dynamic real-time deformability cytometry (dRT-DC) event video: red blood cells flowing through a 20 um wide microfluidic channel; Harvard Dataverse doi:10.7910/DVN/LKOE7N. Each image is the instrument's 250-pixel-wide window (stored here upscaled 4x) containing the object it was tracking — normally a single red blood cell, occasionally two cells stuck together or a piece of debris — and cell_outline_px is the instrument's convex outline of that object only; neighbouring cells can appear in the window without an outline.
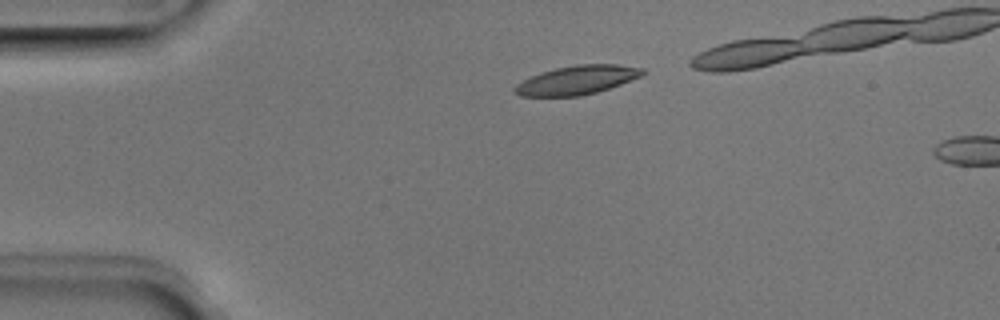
{"species": "Egyptian fruit bat (a non-hibernating species)", "species_latin": "Rousettus aegyptiacus", "temperature_condition": "room temperature", "stored_images_in_passage": 7, "camera_frame_rate_fps": 3000, "um_per_image_px": 0.085, "animal": {"sex": "male"}, "frame": {"image": 1, "passage_image": 4, "time_ms": 1.0, "image_size_px": [1000, 320], "cell_outline_px": [[648, 72], [640, 76], [620, 84], [596, 92], [580, 96], [520, 96], [512, 88], [516, 84], [540, 72], [556, 68], [576, 64], [616, 64], [644, 68]], "centroid_in_image_um": [49.06, 6.79], "position_along_channel_um": 35.9, "area_um2": 21.39}}